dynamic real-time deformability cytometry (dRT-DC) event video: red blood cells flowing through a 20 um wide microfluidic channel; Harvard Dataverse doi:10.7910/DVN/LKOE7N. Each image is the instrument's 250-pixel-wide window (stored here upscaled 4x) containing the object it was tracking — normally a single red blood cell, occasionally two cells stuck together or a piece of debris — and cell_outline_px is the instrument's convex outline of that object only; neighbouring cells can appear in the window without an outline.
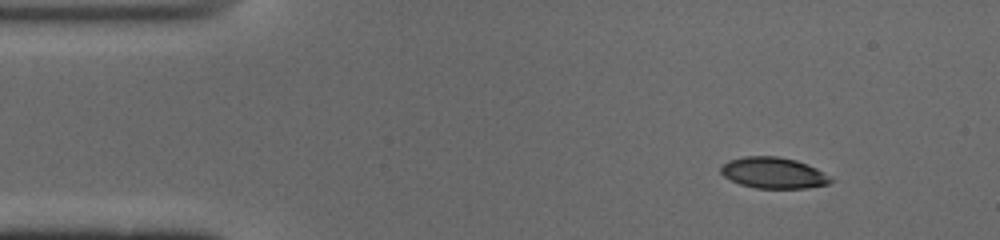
{"species": "common noctule bat (a hibernating species)", "species_latin": "Nyctalus noctula", "temperature_condition": "cold", "stored_images_in_passage": 50, "camera_frame_rate_fps": 3000, "um_per_image_px": 0.085, "animal": {"sex": "male", "body_mass_g": 19.0, "forearm_length_mm": 50.8}, "frame": {"image": 1, "passage_image": 5, "time_ms": 1.333, "image_size_px": [1000, 240], "cell_outline_px": [[836, 180], [828, 184], [804, 188], [756, 188], [740, 184], [724, 176], [720, 172], [720, 168], [728, 160], [744, 156], [776, 156], [796, 160], [816, 168]], "centroid_in_image_um": [65.75, 14.69], "position_along_channel_um": 19.3, "area_um2": 19.83}}
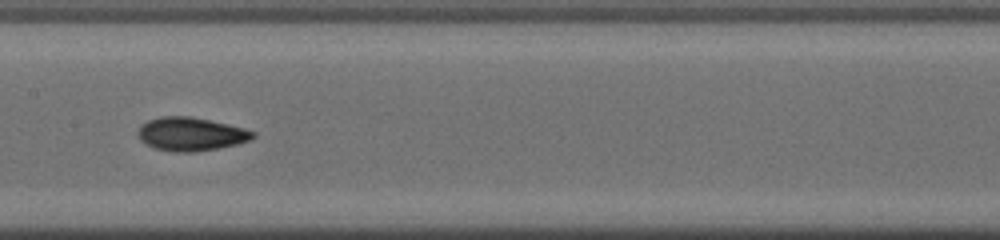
{"frame": {"image": 2, "passage_image": 24, "time_ms": 7.667, "image_size_px": [1000, 240], "cell_outline_px": [[256, 136], [252, 140], [236, 144], [196, 152], [176, 152], [152, 148], [140, 140], [136, 132], [148, 120], [164, 116], [188, 116], [208, 120], [244, 128], [256, 132]], "centroid_in_image_um": [16.23, 11.41], "position_along_channel_um": 191.2, "area_um2": 22.31}}
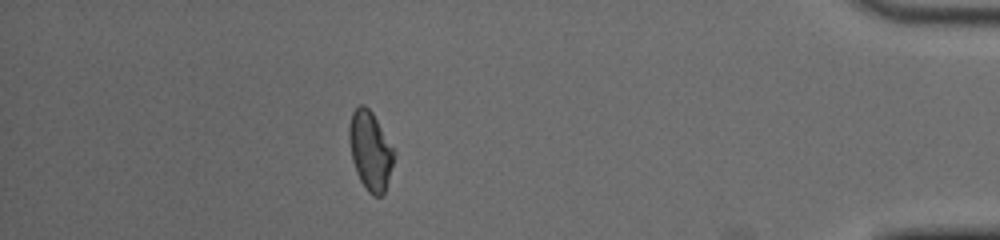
{"frame": {"image": 3, "passage_image": 44, "time_ms": 14.333, "image_size_px": [1000, 240], "cell_outline_px": [[396, 152], [388, 180], [384, 192], [380, 196], [372, 196], [368, 192], [360, 180], [356, 172], [352, 160], [348, 136], [348, 124], [352, 112], [360, 104], [364, 104], [372, 112]], "centroid_in_image_um": [31.46, 12.79], "position_along_channel_um": 403.7, "area_um2": 20.63}, "authors_computed_cell_mechanics": {"area_um2": 20.7791, "velocity_mm_per_s": 3.9334, "shape_relaxation_time_tau1_ms": 4.4878, "shape_relaxation_time_tau2_ms": 2.571, "deformation_change_tau1": 0.1611, "deformation_change_tau2": 0.0762}}